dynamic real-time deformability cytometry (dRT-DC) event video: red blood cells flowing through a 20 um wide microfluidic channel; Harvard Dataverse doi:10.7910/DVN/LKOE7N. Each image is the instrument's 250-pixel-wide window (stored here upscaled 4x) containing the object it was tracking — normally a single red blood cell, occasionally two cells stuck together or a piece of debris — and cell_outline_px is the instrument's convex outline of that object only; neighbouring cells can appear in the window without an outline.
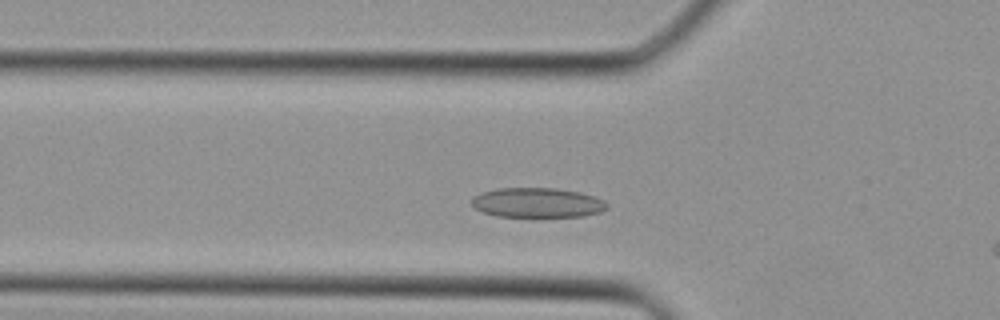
{"species": "Egyptian fruit bat (a non-hibernating species)", "species_latin": "Rousettus aegyptiacus", "temperature_condition": "cold", "stored_images_in_passage": 33, "camera_frame_rate_fps": 3000, "um_per_image_px": 0.085, "animal": {"sex": "female"}, "frame": {"image": 1, "passage_image": 6, "time_ms": 1.667, "image_size_px": [1000, 320], "cell_outline_px": [[608, 208], [600, 212], [584, 216], [536, 220], [496, 216], [472, 208], [472, 196], [480, 192], [496, 188], [556, 188], [580, 192], [604, 200], [608, 204]], "centroid_in_image_um": [45.65, 17.28], "position_along_channel_um": 80.1, "area_um2": 24.8}}
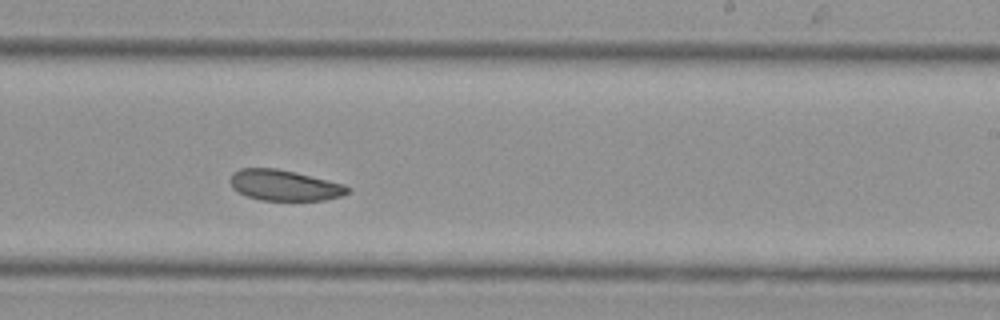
{"frame": {"image": 2, "passage_image": 17, "time_ms": 5.333, "image_size_px": [1000, 320], "cell_outline_px": [[352, 188], [344, 196], [324, 200], [260, 200], [248, 196], [232, 188], [228, 180], [232, 172], [240, 168], [276, 168], [296, 172], [344, 184]], "centroid_in_image_um": [24.17, 15.74], "position_along_channel_um": 264.8, "area_um2": 21.21}}
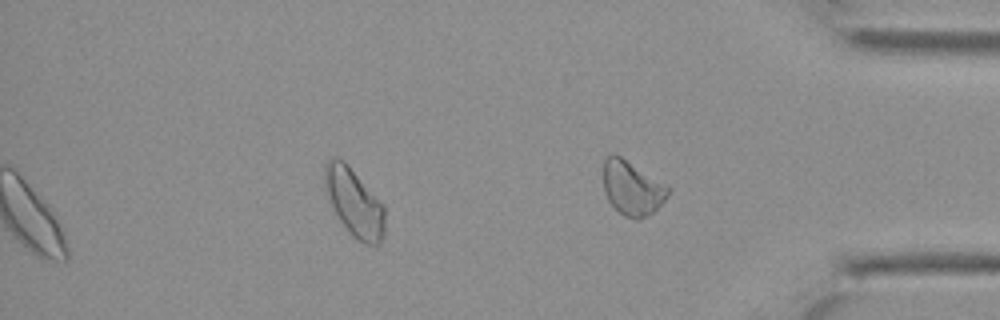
{"frame": {"image": 3, "passage_image": 33, "time_ms": 10.667, "image_size_px": [1000, 320], "cell_outline_px": [[668, 196], [652, 212], [640, 220], [636, 220], [624, 216], [608, 200], [604, 192], [604, 160], [608, 156], [620, 156], [668, 188]], "centroid_in_image_um": [53.69, 16.04], "position_along_channel_um": 381.5, "area_um2": 19.54}}